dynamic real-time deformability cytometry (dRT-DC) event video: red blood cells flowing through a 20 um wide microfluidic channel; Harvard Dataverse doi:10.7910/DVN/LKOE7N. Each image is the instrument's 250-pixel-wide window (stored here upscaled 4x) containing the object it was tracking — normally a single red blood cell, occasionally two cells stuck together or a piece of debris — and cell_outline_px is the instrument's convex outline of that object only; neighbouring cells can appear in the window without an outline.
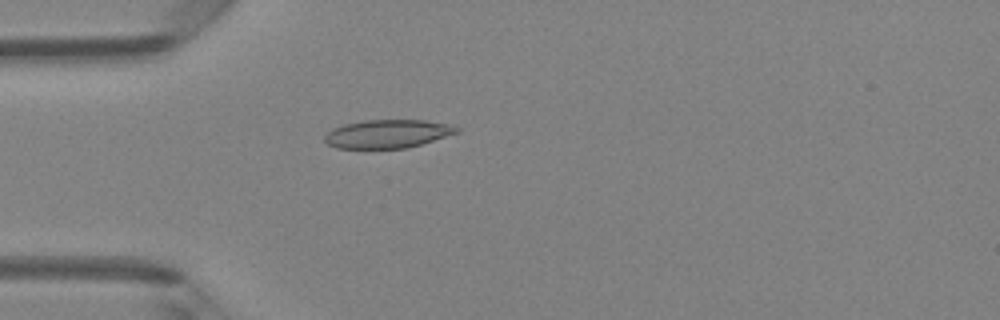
{"species": "Egyptian fruit bat (a non-hibernating species)", "species_latin": "Rousettus aegyptiacus", "temperature_condition": "room temperature", "stored_images_in_passage": 4, "camera_frame_rate_fps": 3000, "um_per_image_px": 0.085, "animal": {"sex": "female"}, "frame": {"image": 1, "passage_image": 4, "time_ms": 1.0, "image_size_px": [1000, 320], "cell_outline_px": [[460, 132], [408, 148], [336, 148], [328, 144], [324, 140], [324, 136], [332, 128], [344, 124], [364, 120], [424, 120], [452, 124], [460, 128]], "centroid_in_image_um": [32.97, 11.37], "position_along_channel_um": 52.0, "area_um2": 21.96}}